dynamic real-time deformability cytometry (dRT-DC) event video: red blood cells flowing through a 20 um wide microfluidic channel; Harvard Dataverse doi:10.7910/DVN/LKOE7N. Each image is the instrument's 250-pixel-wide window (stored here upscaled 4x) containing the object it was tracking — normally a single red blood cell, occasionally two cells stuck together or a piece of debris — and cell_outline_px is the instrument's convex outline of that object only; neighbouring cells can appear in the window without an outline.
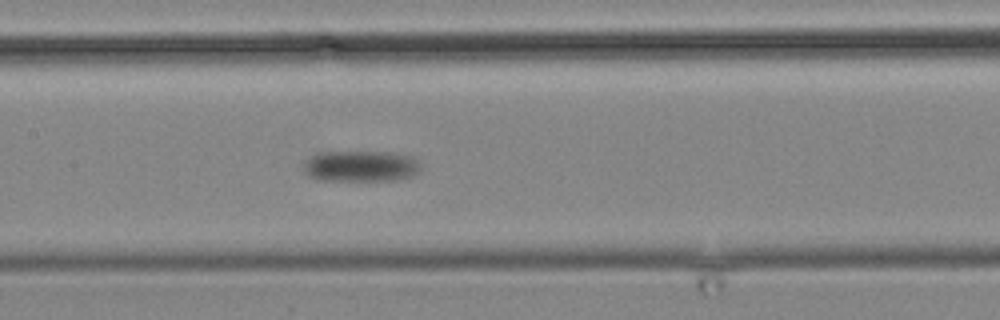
{"species": "common noctule bat (a hibernating species)", "species_latin": "Nyctalus noctula", "temperature_condition": "cold", "stored_images_in_passage": 17, "camera_frame_rate_fps": 3000, "um_per_image_px": 0.085, "animal": {"sex": "male", "body_mass_g": 19.2, "forearm_length_mm": 51.8}, "frame": {"image": 1, "passage_image": 17, "time_ms": 18.333, "image_size_px": [1000, 320], "cell_outline_px": [[420, 168], [412, 176], [396, 180], [320, 180], [308, 176], [304, 172], [304, 160], [312, 156], [324, 152], [396, 152], [412, 156], [420, 164]], "centroid_in_image_um": [30.67, 14.12], "position_along_channel_um": 176.7, "area_um2": 21.21}}